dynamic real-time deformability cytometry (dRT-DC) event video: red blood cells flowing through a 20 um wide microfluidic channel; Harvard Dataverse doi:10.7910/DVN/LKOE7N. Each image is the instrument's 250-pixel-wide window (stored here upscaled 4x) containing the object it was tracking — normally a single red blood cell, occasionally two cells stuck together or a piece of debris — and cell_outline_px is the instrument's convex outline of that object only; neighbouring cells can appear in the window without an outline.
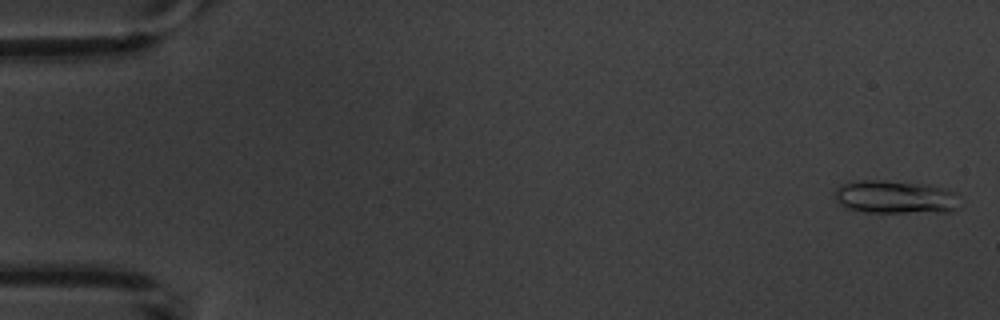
{"species": "common noctule bat (a hibernating species)", "species_latin": "Nyctalus noctula", "temperature_condition": "warm", "stored_images_in_passage": 5, "camera_frame_rate_fps": 3000, "um_per_image_px": 0.085, "animal": {"sex": "male", "body_mass_g": 20.1, "forearm_length_mm": 53.5}, "frame": {"image": 1, "passage_image": 1, "time_ms": 0.0, "image_size_px": [1000, 320], "cell_outline_px": [[956, 208], [952, 212], [864, 212], [844, 208], [836, 200], [836, 188], [840, 184], [852, 180], [888, 180], [928, 184], [944, 188], [956, 192]], "centroid_in_image_um": [76.05, 16.73], "position_along_channel_um": 8.9, "area_um2": 24.45}}